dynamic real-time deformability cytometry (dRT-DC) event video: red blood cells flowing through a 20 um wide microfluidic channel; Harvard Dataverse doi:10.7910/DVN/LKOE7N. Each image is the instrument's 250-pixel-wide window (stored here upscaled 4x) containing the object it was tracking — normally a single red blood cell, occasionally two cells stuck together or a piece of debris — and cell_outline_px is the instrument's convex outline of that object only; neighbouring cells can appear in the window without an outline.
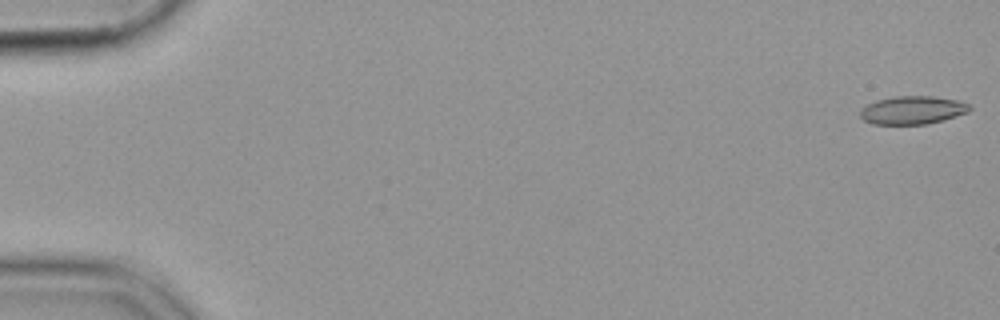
{"species": "common noctule bat (a hibernating species)", "species_latin": "Nyctalus noctula", "temperature_condition": "cold", "stored_images_in_passage": 55, "camera_frame_rate_fps": 3000, "um_per_image_px": 0.085, "animal": {"sex": "female", "body_mass_g": 19.9}, "frame": {"image": 1, "passage_image": 1, "time_ms": 0.0, "image_size_px": [1000, 320], "cell_outline_px": [[972, 108], [968, 112], [944, 120], [928, 124], [872, 124], [864, 120], [860, 116], [860, 108], [876, 100], [892, 96], [932, 96], [956, 100], [968, 104]], "centroid_in_image_um": [77.54, 9.36], "position_along_channel_um": 7.5, "area_um2": 18.03}}
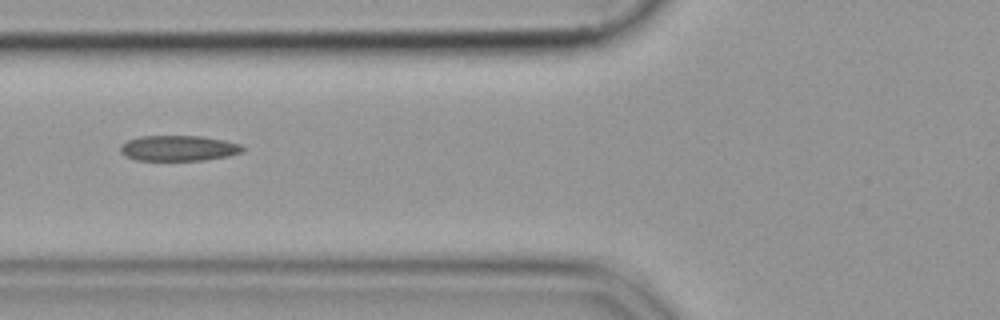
{"frame": {"image": 2, "passage_image": 22, "time_ms": 7.0, "image_size_px": [1000, 320], "cell_outline_px": [[244, 152], [228, 156], [204, 160], [136, 160], [120, 152], [120, 144], [128, 140], [140, 136], [200, 136], [224, 140], [240, 144], [244, 148]], "centroid_in_image_um": [15.19, 12.59], "position_along_channel_um": 110.6, "area_um2": 18.15}}
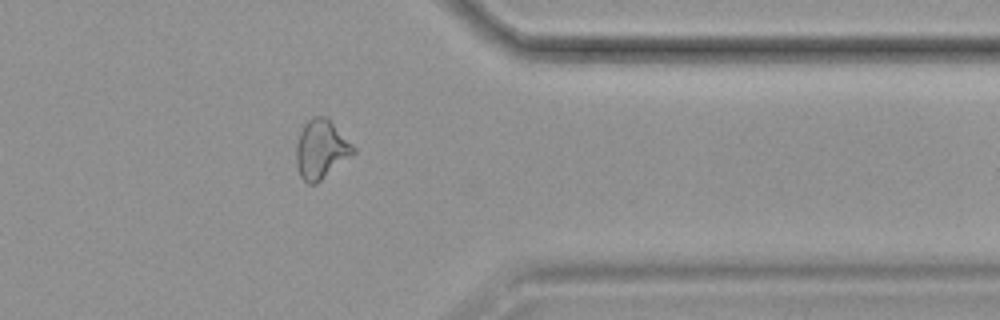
{"frame": {"image": 3, "passage_image": 45, "time_ms": 14.667, "image_size_px": [1000, 320], "cell_outline_px": [[356, 152], [316, 184], [308, 184], [300, 176], [296, 164], [296, 144], [300, 132], [304, 124], [312, 116], [328, 116], [356, 148]], "centroid_in_image_um": [27.3, 12.67], "position_along_channel_um": 384.1, "area_um2": 19.77}}